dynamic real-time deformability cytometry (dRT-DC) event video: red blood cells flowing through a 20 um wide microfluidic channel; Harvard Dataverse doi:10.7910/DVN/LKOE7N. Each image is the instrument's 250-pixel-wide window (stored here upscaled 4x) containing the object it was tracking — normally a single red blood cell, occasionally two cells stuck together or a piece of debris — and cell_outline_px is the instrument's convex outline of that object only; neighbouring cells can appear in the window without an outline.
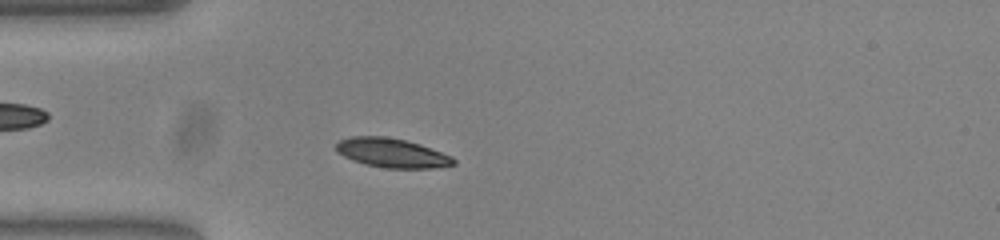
{"species": "common noctule bat (a hibernating species)", "species_latin": "Nyctalus noctula", "temperature_condition": "warm", "stored_images_in_passage": 48, "camera_frame_rate_fps": 3000, "um_per_image_px": 0.085, "animal": {"sex": "female", "body_mass_g": 23.0, "forearm_length_mm": 53.4}, "frame": {"image": 1, "passage_image": 9, "time_ms": 2.667, "image_size_px": [1000, 240], "cell_outline_px": [[456, 164], [432, 168], [384, 168], [364, 164], [352, 160], [336, 152], [336, 144], [340, 140], [352, 136], [388, 136], [420, 144], [452, 156], [456, 160]], "centroid_in_image_um": [33.3, 13.0], "position_along_channel_um": 51.7, "area_um2": 20.06}}
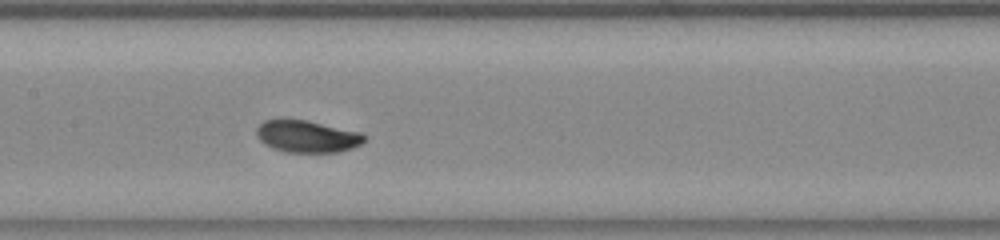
{"frame": {"image": 2, "passage_image": 20, "time_ms": 6.333, "image_size_px": [1000, 240], "cell_outline_px": [[368, 136], [360, 144], [352, 148], [336, 152], [288, 152], [272, 148], [264, 144], [256, 136], [256, 128], [264, 120], [308, 120], [360, 132]], "centroid_in_image_um": [26.1, 11.59], "position_along_channel_um": 181.3, "area_um2": 20.06}}
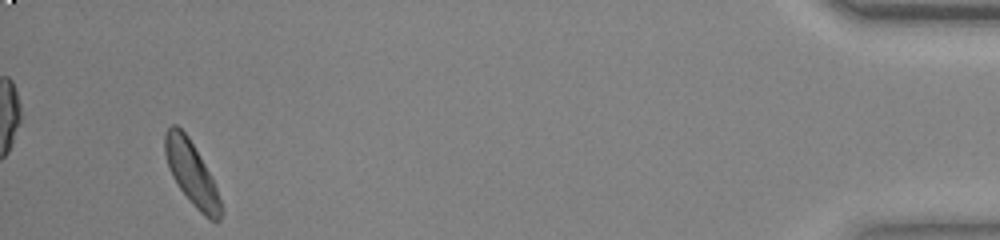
{"frame": {"image": 3, "passage_image": 45, "time_ms": 14.667, "image_size_px": [1000, 240], "cell_outline_px": [[224, 212], [220, 220], [216, 224], [204, 216], [192, 204], [180, 188], [172, 176], [164, 152], [164, 132], [172, 124], [176, 124], [188, 136], [204, 164], [216, 188]], "centroid_in_image_um": [16.29, 14.76], "position_along_channel_um": 418.9, "area_um2": 20.52}, "authors_computed_cell_mechanics": {"area_um2": 20.3745, "velocity_mm_per_s": 3.7876, "shape_relaxation_time_tau1_ms": 3.3544, "shape_relaxation_time_tau2_ms": null, "deformation_change_tau1": 0.13, "deformation_change_tau2": null}}